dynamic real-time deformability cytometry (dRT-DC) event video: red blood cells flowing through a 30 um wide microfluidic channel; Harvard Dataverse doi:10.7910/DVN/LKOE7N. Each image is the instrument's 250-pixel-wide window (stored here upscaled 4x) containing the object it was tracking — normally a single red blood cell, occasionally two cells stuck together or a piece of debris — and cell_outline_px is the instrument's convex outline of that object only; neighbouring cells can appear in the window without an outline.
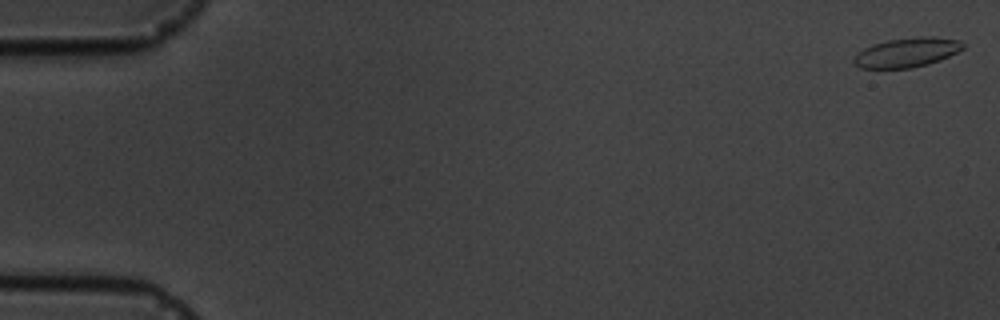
{"species": "common noctule bat (a hibernating species)", "species_latin": "Nyctalus noctula", "temperature_condition": "cold", "stored_images_in_passage": 6, "camera_frame_rate_fps": 3000, "um_per_image_px": 0.085, "animal": {"sex": "male", "body_mass_g": 19.5, "forearm_length_mm": 54.6}, "frame": {"image": 1, "passage_image": 1, "time_ms": 0.0, "image_size_px": [1000, 320], "cell_outline_px": [[964, 48], [940, 60], [928, 64], [912, 68], [860, 68], [852, 60], [864, 48], [872, 44], [888, 40], [920, 36], [932, 36], [960, 40], [964, 44]], "centroid_in_image_um": [77.11, 4.45], "position_along_channel_um": 7.9, "area_um2": 18.61}}
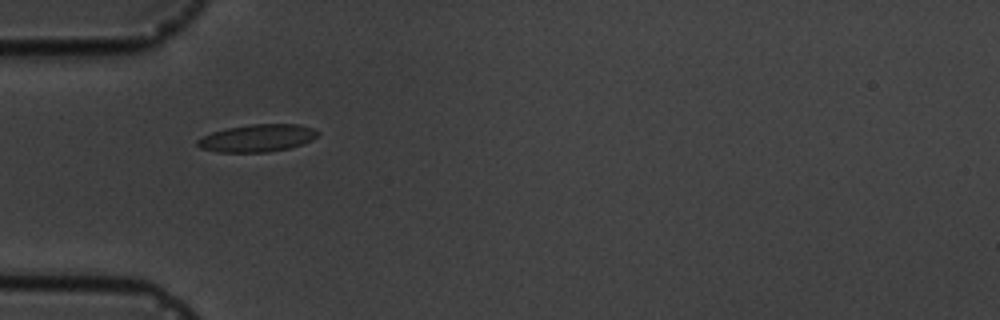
{"frame": {"image": 2, "passage_image": 5, "time_ms": 5.667, "image_size_px": [1000, 320], "cell_outline_px": [[320, 132], [312, 140], [288, 148], [268, 152], [216, 152], [200, 148], [196, 144], [196, 140], [212, 132], [228, 128], [252, 124], [300, 124], [312, 128]], "centroid_in_image_um": [21.85, 11.74], "position_along_channel_um": 63.1, "area_um2": 19.13}}
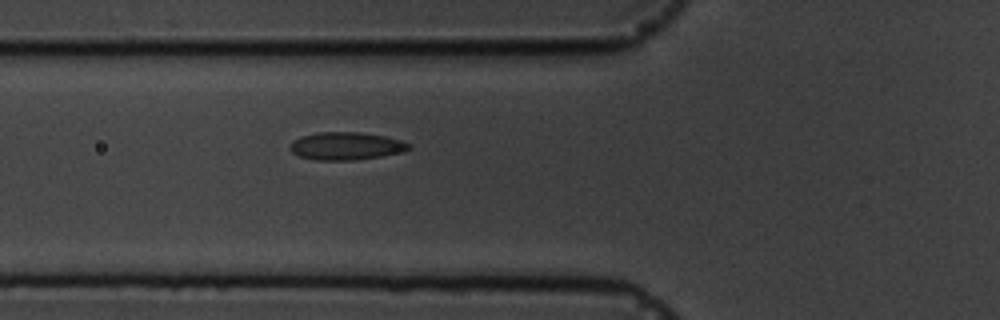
{"frame": {"image": 3, "passage_image": 6, "time_ms": 6.667, "image_size_px": [1000, 320], "cell_outline_px": [[412, 148], [404, 152], [356, 160], [312, 160], [300, 156], [292, 152], [292, 140], [300, 136], [316, 132], [360, 132], [384, 136], [400, 140], [412, 144]], "centroid_in_image_um": [29.44, 12.41], "position_along_channel_um": 96.4, "area_um2": 19.31}}